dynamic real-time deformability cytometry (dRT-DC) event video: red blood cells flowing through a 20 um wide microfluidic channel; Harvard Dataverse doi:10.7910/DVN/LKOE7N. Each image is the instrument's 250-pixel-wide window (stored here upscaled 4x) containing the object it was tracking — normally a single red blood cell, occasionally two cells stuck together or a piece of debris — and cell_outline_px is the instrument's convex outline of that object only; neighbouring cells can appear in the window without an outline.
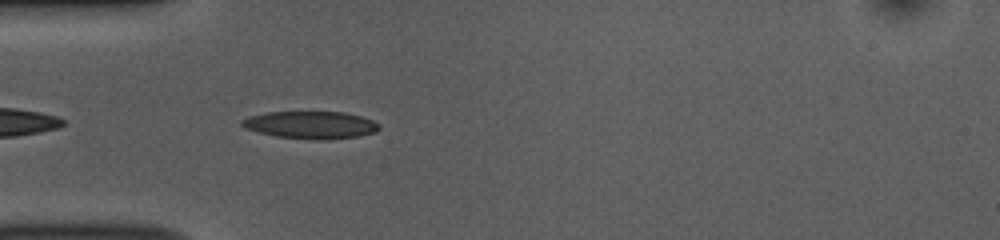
{"species": "common noctule bat (a hibernating species)", "species_latin": "Nyctalus noctula", "temperature_condition": "room temperature", "stored_images_in_passage": 33, "camera_frame_rate_fps": 3000, "um_per_image_px": 0.085, "animal": {"sex": "female", "body_mass_g": 10.0, "forearm_length_mm": 53.1}, "frame": {"image": 1, "passage_image": 3, "time_ms": 0.667, "image_size_px": [1000, 240], "cell_outline_px": [[380, 128], [376, 132], [360, 136], [324, 140], [312, 140], [276, 136], [244, 128], [240, 124], [240, 120], [248, 116], [268, 112], [344, 112], [360, 116], [372, 120], [380, 124]], "centroid_in_image_um": [26.42, 10.62], "position_along_channel_um": 58.6, "area_um2": 22.08}}
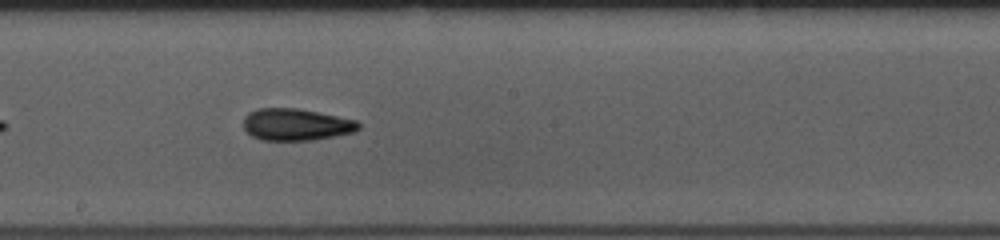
{"frame": {"image": 2, "passage_image": 16, "time_ms": 5.0, "image_size_px": [1000, 240], "cell_outline_px": [[360, 128], [356, 132], [316, 140], [260, 140], [252, 136], [244, 128], [244, 116], [248, 112], [256, 108], [296, 108], [356, 120], [360, 124]], "centroid_in_image_um": [25.16, 10.59], "position_along_channel_um": 223.0, "area_um2": 21.5}}
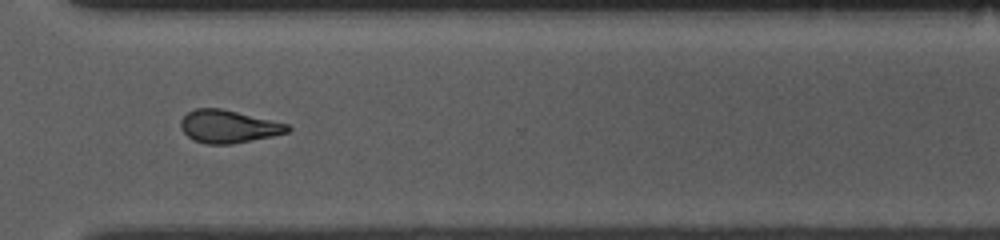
{"frame": {"image": 3, "passage_image": 26, "time_ms": 8.333, "image_size_px": [1000, 240], "cell_outline_px": [[292, 128], [288, 132], [272, 136], [232, 144], [208, 144], [192, 140], [180, 128], [180, 120], [188, 112], [196, 108], [220, 108], [288, 124]], "centroid_in_image_um": [19.39, 10.76], "position_along_channel_um": 351.2, "area_um2": 20.29}, "authors_computed_cell_mechanics": {"area_um2": 20.808, "velocity_mm_per_s": 3.8508, "shape_relaxation_time_tau1_ms": 5.0868, "shape_relaxation_time_tau2_ms": 3.6453, "deformation_change_tau1": 0.1355, "deformation_change_tau2": 0.1218}}